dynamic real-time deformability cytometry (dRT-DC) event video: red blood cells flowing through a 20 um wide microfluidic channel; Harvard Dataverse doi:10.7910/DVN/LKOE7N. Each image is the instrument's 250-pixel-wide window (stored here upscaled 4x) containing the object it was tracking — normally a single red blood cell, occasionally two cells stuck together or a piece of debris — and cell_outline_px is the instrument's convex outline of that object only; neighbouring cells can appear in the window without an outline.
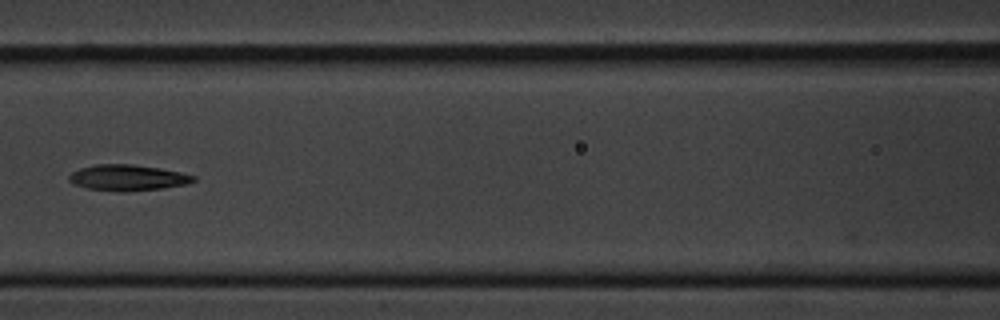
{"species": "common noctule bat (a hibernating species)", "species_latin": "Nyctalus noctula", "temperature_condition": "cold", "stored_images_in_passage": 11, "camera_frame_rate_fps": 3000, "um_per_image_px": 0.085, "animal": {"sex": "male", "body_mass_g": 20.1, "forearm_length_mm": 53.5}, "frame": {"image": 1, "passage_image": 7, "time_ms": 8.0, "image_size_px": [1000, 320], "cell_outline_px": [[196, 180], [188, 184], [164, 188], [120, 192], [88, 188], [72, 184], [68, 180], [68, 176], [72, 172], [80, 168], [96, 164], [132, 164], [160, 168], [180, 172], [196, 176]], "centroid_in_image_um": [10.85, 15.1], "position_along_channel_um": 155.7, "area_um2": 18.9}}
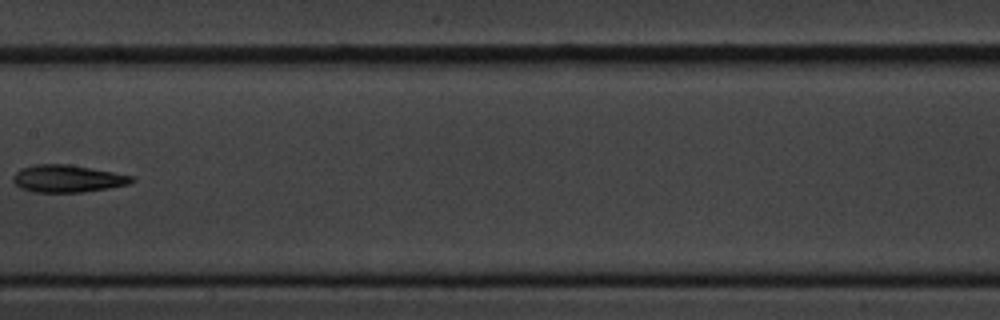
{"frame": {"image": 2, "passage_image": 8, "time_ms": 9.333, "image_size_px": [1000, 320], "cell_outline_px": [[136, 180], [128, 184], [108, 188], [84, 192], [32, 192], [20, 188], [12, 180], [12, 176], [20, 168], [32, 164], [68, 164], [136, 176]], "centroid_in_image_um": [5.73, 15.18], "position_along_channel_um": 201.7, "area_um2": 19.07}}
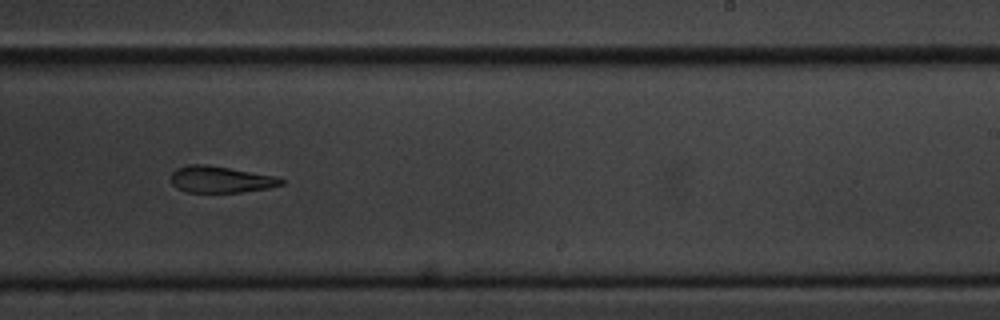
{"frame": {"image": 3, "passage_image": 10, "time_ms": 11.333, "image_size_px": [1000, 320], "cell_outline_px": [[284, 184], [268, 188], [240, 192], [184, 192], [176, 188], [172, 184], [172, 172], [176, 168], [188, 164], [208, 164], [276, 176], [284, 180]], "centroid_in_image_um": [18.73, 15.24], "position_along_channel_um": 270.3, "area_um2": 17.17}}